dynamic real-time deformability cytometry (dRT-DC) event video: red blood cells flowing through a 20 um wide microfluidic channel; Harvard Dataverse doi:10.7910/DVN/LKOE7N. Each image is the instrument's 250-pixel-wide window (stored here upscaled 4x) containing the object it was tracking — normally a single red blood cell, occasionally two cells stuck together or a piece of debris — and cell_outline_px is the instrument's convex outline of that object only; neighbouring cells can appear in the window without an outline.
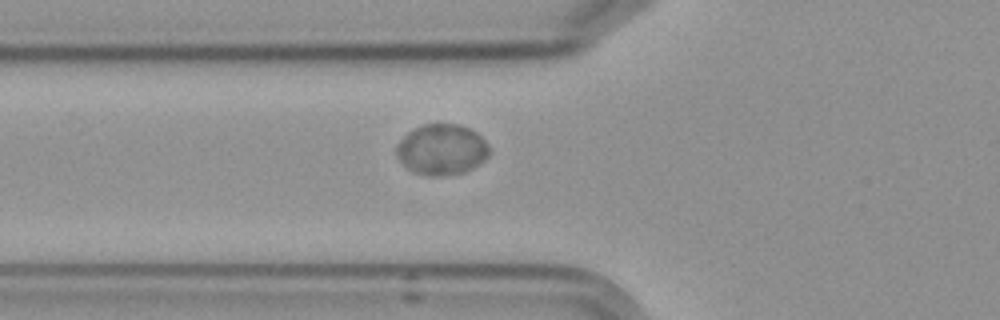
{"species": "Egyptian fruit bat (a non-hibernating species)", "species_latin": "Rousettus aegyptiacus", "temperature_condition": "cold", "stored_images_in_passage": 3, "camera_frame_rate_fps": 3000, "um_per_image_px": 0.085, "frame": {"image": 1, "passage_image": 3, "time_ms": 2.333, "image_size_px": [1000, 320], "cell_outline_px": [[488, 156], [484, 160], [472, 168], [464, 172], [440, 176], [428, 176], [412, 172], [400, 160], [396, 152], [396, 144], [408, 132], [424, 124], [456, 124], [472, 128], [488, 144]], "centroid_in_image_um": [37.54, 12.71], "position_along_channel_um": 88.3, "area_um2": 27.34}}